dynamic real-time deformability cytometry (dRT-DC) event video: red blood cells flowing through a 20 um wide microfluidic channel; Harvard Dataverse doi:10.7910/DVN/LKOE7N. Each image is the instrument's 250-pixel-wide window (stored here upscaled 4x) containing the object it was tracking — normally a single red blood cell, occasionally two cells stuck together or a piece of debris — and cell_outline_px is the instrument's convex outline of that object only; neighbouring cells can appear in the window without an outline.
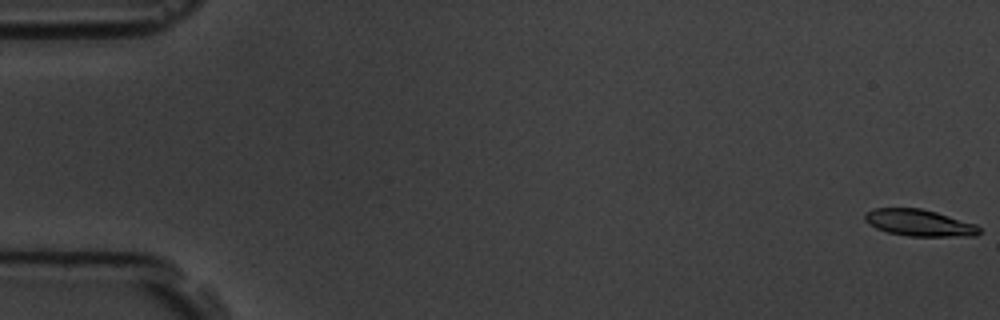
{"species": "common noctule bat (a hibernating species)", "species_latin": "Nyctalus noctula", "temperature_condition": "room temperature", "stored_images_in_passage": 59, "camera_frame_rate_fps": 3000, "um_per_image_px": 0.085, "animal": {"sex": "male", "body_mass_g": 19.5, "forearm_length_mm": 54.6}, "frame": {"image": 1, "passage_image": 1, "time_ms": 0.0, "image_size_px": [1000, 320], "cell_outline_px": [[980, 232], [976, 236], [908, 236], [888, 232], [876, 228], [868, 224], [864, 220], [864, 212], [872, 208], [920, 208], [936, 212], [976, 224], [980, 228]], "centroid_in_image_um": [78.1, 18.93], "position_along_channel_um": 6.9, "area_um2": 17.86}}
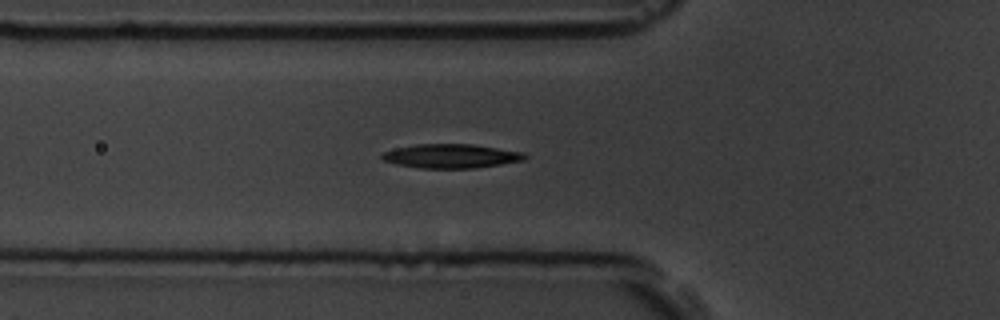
{"frame": {"image": 2, "passage_image": 21, "time_ms": 6.667, "image_size_px": [1000, 320], "cell_outline_px": [[528, 156], [524, 160], [476, 168], [420, 168], [396, 164], [384, 160], [380, 156], [384, 152], [396, 148], [416, 144], [472, 144], [524, 152]], "centroid_in_image_um": [38.36, 13.26], "position_along_channel_um": 87.4, "area_um2": 19.94}}
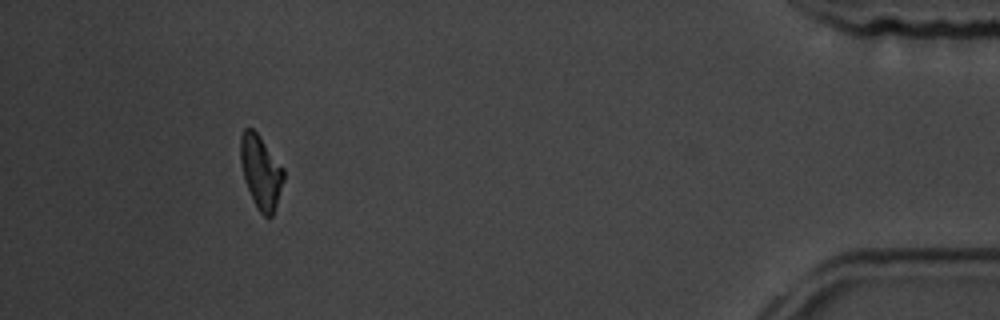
{"frame": {"image": 3, "passage_image": 54, "time_ms": 17.667, "image_size_px": [1000, 320], "cell_outline_px": [[284, 180], [272, 216], [264, 216], [260, 212], [244, 180], [240, 160], [240, 136], [244, 128], [252, 128], [260, 136], [284, 168]], "centroid_in_image_um": [22.17, 14.56], "position_along_channel_um": 413.0, "area_um2": 18.21}, "authors_computed_cell_mechanics": {"area_um2": 19.074, "velocity_mm_per_s": 3.5344, "shape_relaxation_time_tau1_ms": 5.19, "shape_relaxation_time_tau2_ms": 9.3084, "deformation_change_tau1": 0.1445, "deformation_change_tau2": 0.1954}}